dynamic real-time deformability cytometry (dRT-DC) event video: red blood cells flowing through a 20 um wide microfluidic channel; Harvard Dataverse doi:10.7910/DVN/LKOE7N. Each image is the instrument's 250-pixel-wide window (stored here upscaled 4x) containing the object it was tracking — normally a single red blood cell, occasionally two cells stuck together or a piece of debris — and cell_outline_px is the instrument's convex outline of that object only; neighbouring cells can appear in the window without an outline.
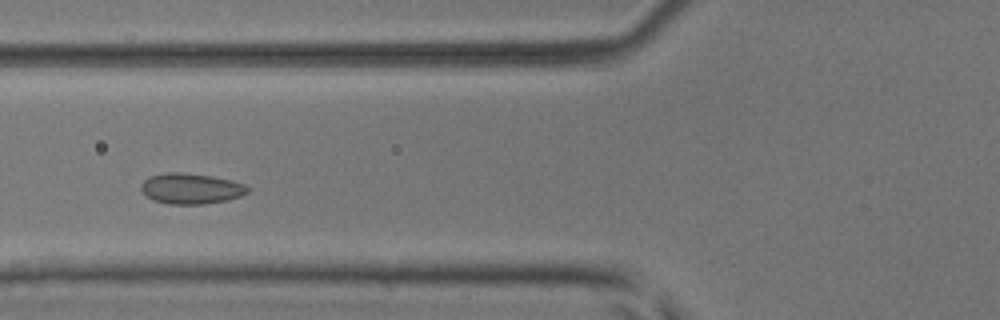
{"species": "common noctule bat (a hibernating species)", "species_latin": "Nyctalus noctula", "temperature_condition": "room temperature", "stored_images_in_passage": 5, "camera_frame_rate_fps": 3000, "um_per_image_px": 0.085, "animal": {"sex": "male", "body_mass_g": 17.9, "forearm_length_mm": 54.2}, "frame": {"image": 1, "passage_image": 4, "time_ms": 1.0, "image_size_px": [1000, 320], "cell_outline_px": [[248, 192], [240, 196], [228, 200], [204, 204], [168, 204], [152, 200], [140, 188], [140, 184], [148, 176], [168, 172], [180, 172], [212, 176], [232, 180], [244, 184], [248, 188]], "centroid_in_image_um": [16.22, 16.03], "position_along_channel_um": 109.6, "area_um2": 19.07}}
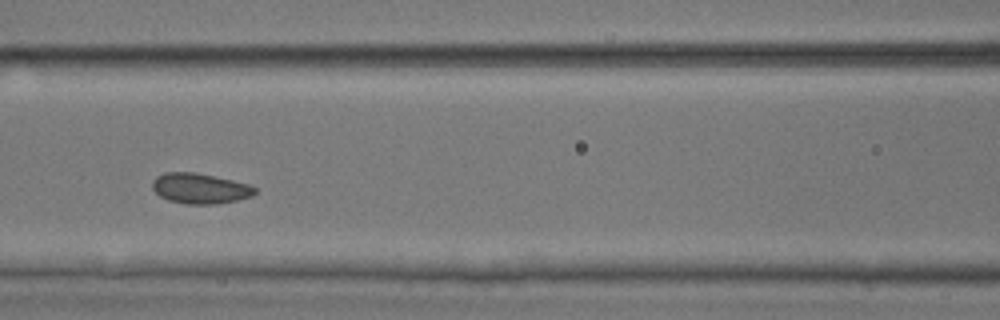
{"frame": {"image": 2, "passage_image": 5, "time_ms": 1.333, "image_size_px": [1000, 320], "cell_outline_px": [[256, 192], [252, 196], [236, 200], [216, 204], [184, 204], [168, 200], [160, 196], [152, 188], [152, 180], [156, 176], [164, 172], [196, 172], [216, 176], [248, 184], [256, 188]], "centroid_in_image_um": [16.97, 16.01], "position_along_channel_um": 149.6, "area_um2": 18.26}}